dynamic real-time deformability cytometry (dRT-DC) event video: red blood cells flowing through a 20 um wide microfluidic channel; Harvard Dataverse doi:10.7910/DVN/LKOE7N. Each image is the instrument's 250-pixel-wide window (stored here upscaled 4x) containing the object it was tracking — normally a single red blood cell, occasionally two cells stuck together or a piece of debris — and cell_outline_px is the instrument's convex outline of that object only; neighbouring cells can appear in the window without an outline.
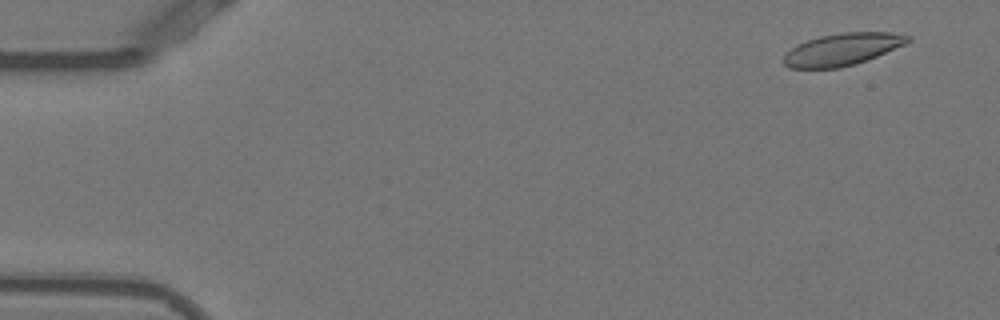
{"species": "Egyptian fruit bat (a non-hibernating species)", "species_latin": "Rousettus aegyptiacus", "temperature_condition": "warm", "stored_images_in_passage": 54, "camera_frame_rate_fps": 3000, "um_per_image_px": 0.085, "animal": {"sex": "female"}, "frame": {"image": 1, "passage_image": 4, "time_ms": 1.0, "image_size_px": [1000, 320], "cell_outline_px": [[912, 40], [904, 44], [876, 56], [840, 68], [788, 68], [784, 64], [784, 56], [796, 44], [820, 36], [840, 32], [892, 32], [912, 36]], "centroid_in_image_um": [71.6, 4.18], "position_along_channel_um": 13.4, "area_um2": 23.0}}
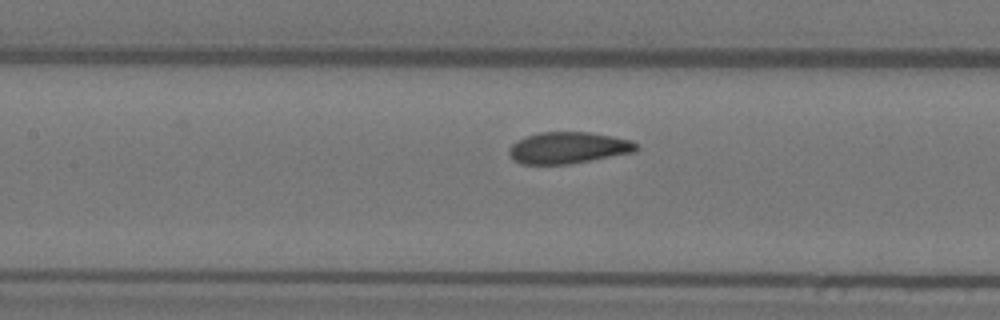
{"frame": {"image": 2, "passage_image": 25, "time_ms": 8.0, "image_size_px": [1000, 320], "cell_outline_px": [[640, 148], [636, 152], [568, 164], [520, 164], [512, 160], [508, 152], [508, 148], [516, 140], [540, 132], [592, 132], [632, 140]], "centroid_in_image_um": [48.3, 12.56], "position_along_channel_um": 159.1, "area_um2": 23.58}}
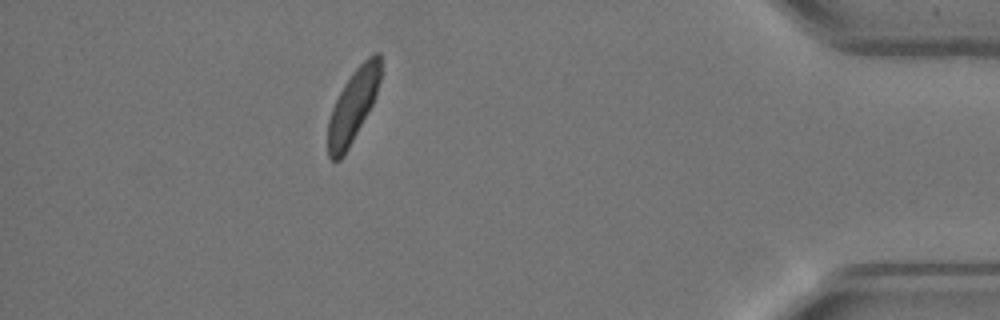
{"frame": {"image": 3, "passage_image": 48, "time_ms": 15.667, "image_size_px": [1000, 320], "cell_outline_px": [[380, 80], [376, 96], [368, 112], [344, 156], [340, 160], [332, 160], [328, 156], [328, 120], [332, 108], [344, 84], [352, 72], [372, 52], [380, 52]], "centroid_in_image_um": [30.0, 8.98], "position_along_channel_um": 405.2, "area_um2": 22.08}, "authors_computed_cell_mechanics": {"area_um2": 23.5824, "velocity_mm_per_s": 3.8248, "shape_relaxation_time_tau1_ms": 4.8421, "shape_relaxation_time_tau2_ms": 1.0832, "deformation_change_tau1": 0.1389, "deformation_change_tau2": 0.0468}}